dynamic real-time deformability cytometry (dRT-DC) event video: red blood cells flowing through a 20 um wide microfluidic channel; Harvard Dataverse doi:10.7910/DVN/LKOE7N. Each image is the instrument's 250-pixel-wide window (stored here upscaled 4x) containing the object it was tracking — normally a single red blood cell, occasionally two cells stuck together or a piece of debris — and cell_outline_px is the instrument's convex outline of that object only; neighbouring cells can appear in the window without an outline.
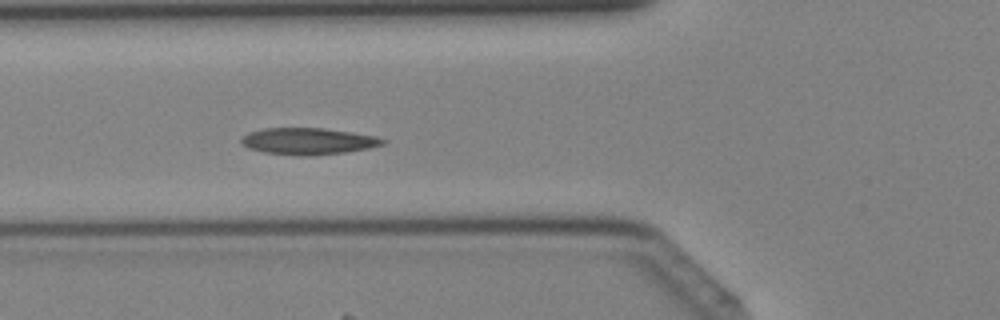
{"species": "Egyptian fruit bat (a non-hibernating species)", "species_latin": "Rousettus aegyptiacus", "temperature_condition": "cold", "stored_images_in_passage": 34, "camera_frame_rate_fps": 3000, "um_per_image_px": 0.085, "animal": {"sex": "female"}, "frame": {"image": 1, "passage_image": 8, "time_ms": 2.333, "image_size_px": [1000, 320], "cell_outline_px": [[388, 140], [384, 144], [368, 148], [344, 152], [308, 156], [300, 156], [264, 152], [248, 148], [240, 144], [240, 140], [248, 132], [264, 128], [324, 128], [352, 132], [376, 136]], "centroid_in_image_um": [26.18, 12.0], "position_along_channel_um": 99.6, "area_um2": 22.02}}
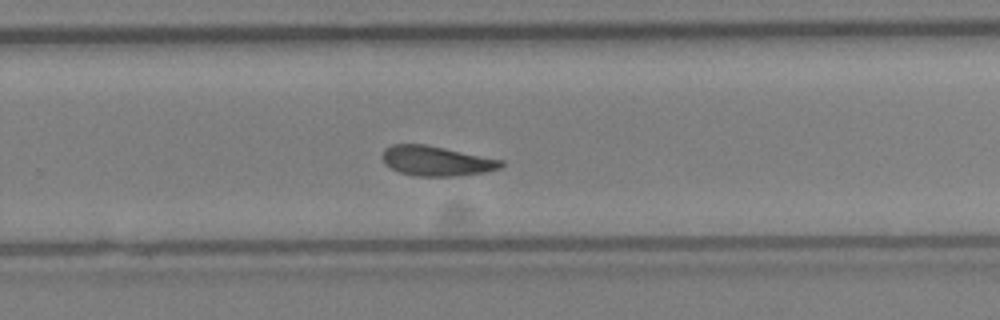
{"frame": {"image": 2, "passage_image": 20, "time_ms": 6.333, "image_size_px": [1000, 320], "cell_outline_px": [[504, 164], [500, 168], [484, 172], [456, 176], [416, 176], [400, 172], [384, 164], [380, 156], [384, 148], [392, 144], [424, 144], [504, 160]], "centroid_in_image_um": [37.06, 13.67], "position_along_channel_um": 292.7, "area_um2": 20.69}}
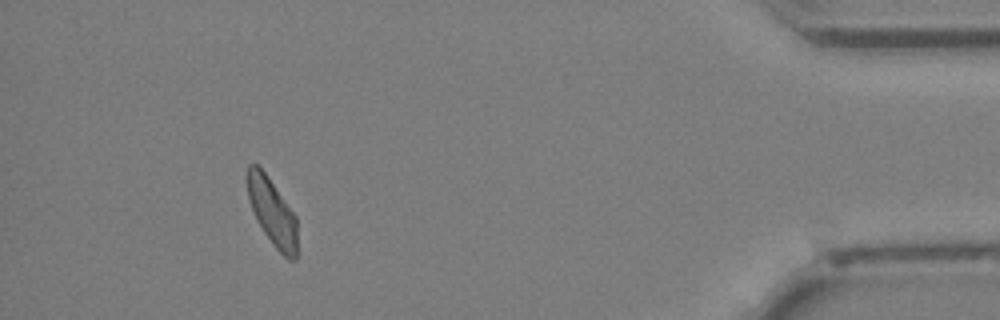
{"frame": {"image": 3, "passage_image": 31, "time_ms": 10.0, "image_size_px": [1000, 320], "cell_outline_px": [[296, 260], [288, 260], [272, 244], [256, 220], [248, 196], [244, 176], [248, 164], [256, 164], [264, 172], [296, 216]], "centroid_in_image_um": [23.09, 17.99], "position_along_channel_um": 412.1, "area_um2": 19.42}}